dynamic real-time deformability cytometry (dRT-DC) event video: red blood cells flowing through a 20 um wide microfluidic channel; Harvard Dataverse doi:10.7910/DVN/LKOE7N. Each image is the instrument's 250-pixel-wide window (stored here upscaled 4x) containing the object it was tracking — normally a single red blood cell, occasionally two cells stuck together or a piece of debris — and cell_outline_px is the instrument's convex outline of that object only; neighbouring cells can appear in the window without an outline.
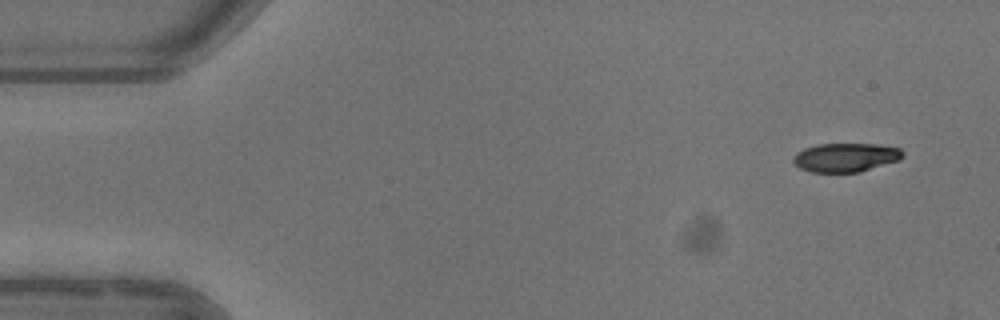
{"species": "common noctule bat (a hibernating species)", "species_latin": "Nyctalus noctula", "temperature_condition": "warm", "stored_images_in_passage": 4, "camera_frame_rate_fps": 3000, "um_per_image_px": 0.085, "animal": {"sex": "female"}, "frame": {"image": 1, "passage_image": 1, "time_ms": 0.0, "image_size_px": [1000, 320], "cell_outline_px": [[904, 156], [900, 160], [860, 172], [812, 172], [800, 168], [792, 160], [792, 156], [796, 152], [804, 148], [816, 144], [880, 144], [900, 148], [904, 152]], "centroid_in_image_um": [71.9, 13.37], "position_along_channel_um": 13.1, "area_um2": 18.61}}
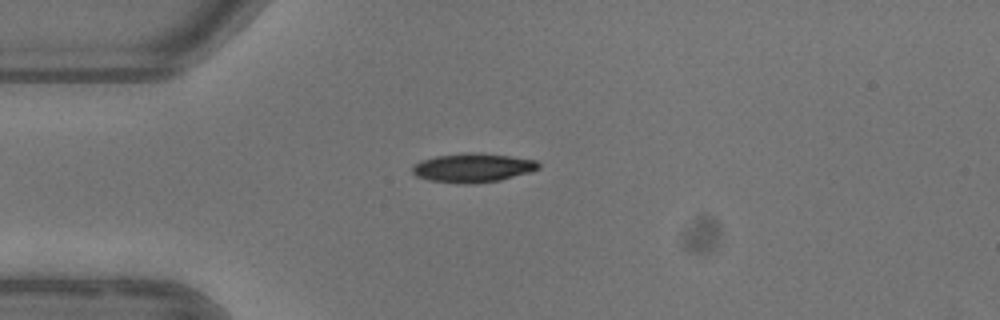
{"frame": {"image": 2, "passage_image": 4, "time_ms": 3.333, "image_size_px": [1000, 320], "cell_outline_px": [[540, 168], [528, 172], [500, 180], [476, 184], [464, 184], [428, 180], [416, 176], [412, 172], [412, 168], [420, 160], [436, 156], [468, 152], [480, 152], [536, 160], [540, 164]], "centroid_in_image_um": [40.17, 14.26], "position_along_channel_um": 44.8, "area_um2": 21.33}}